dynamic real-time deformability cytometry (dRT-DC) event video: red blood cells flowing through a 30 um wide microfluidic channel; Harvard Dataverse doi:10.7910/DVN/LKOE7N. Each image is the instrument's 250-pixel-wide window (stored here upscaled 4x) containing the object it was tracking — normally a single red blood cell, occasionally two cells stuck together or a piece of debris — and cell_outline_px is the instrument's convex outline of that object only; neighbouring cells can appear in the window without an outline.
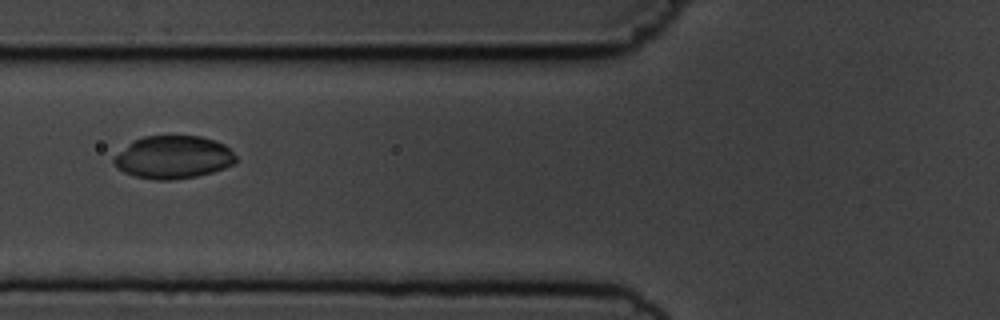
{"species": "common noctule bat (a hibernating species)", "species_latin": "Nyctalus noctula", "temperature_condition": "cold", "stored_images_in_passage": 8, "camera_frame_rate_fps": 3000, "um_per_image_px": 0.085, "animal": {"sex": "male", "body_mass_g": 19.5, "forearm_length_mm": 54.6}, "frame": {"image": 1, "passage_image": 6, "time_ms": 6.333, "image_size_px": [1000, 320], "cell_outline_px": [[236, 160], [232, 164], [224, 168], [212, 172], [196, 176], [172, 180], [156, 180], [136, 176], [124, 172], [116, 168], [112, 160], [132, 140], [144, 136], [200, 136], [216, 140], [224, 144], [236, 156]], "centroid_in_image_um": [14.72, 13.36], "position_along_channel_um": 111.1, "area_um2": 30.35}}
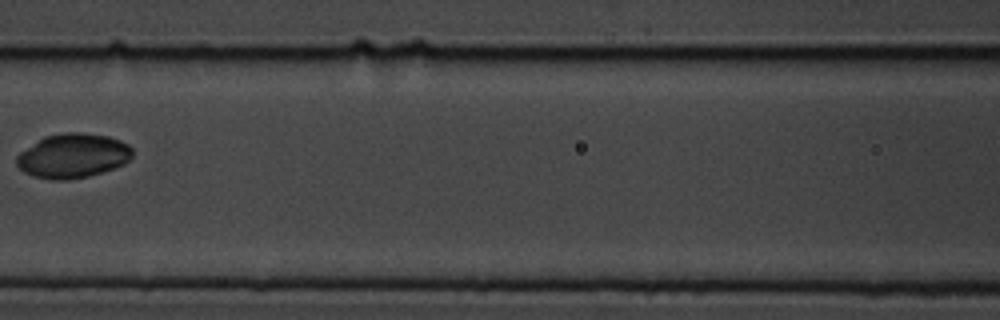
{"frame": {"image": 2, "passage_image": 7, "time_ms": 7.667, "image_size_px": [1000, 320], "cell_outline_px": [[132, 156], [124, 164], [88, 176], [68, 180], [48, 180], [32, 176], [24, 172], [16, 164], [16, 156], [20, 152], [44, 136], [64, 132], [80, 132], [108, 136], [120, 140], [128, 144], [132, 148]], "centroid_in_image_um": [6.17, 13.24], "position_along_channel_um": 160.4, "area_um2": 30.0}}
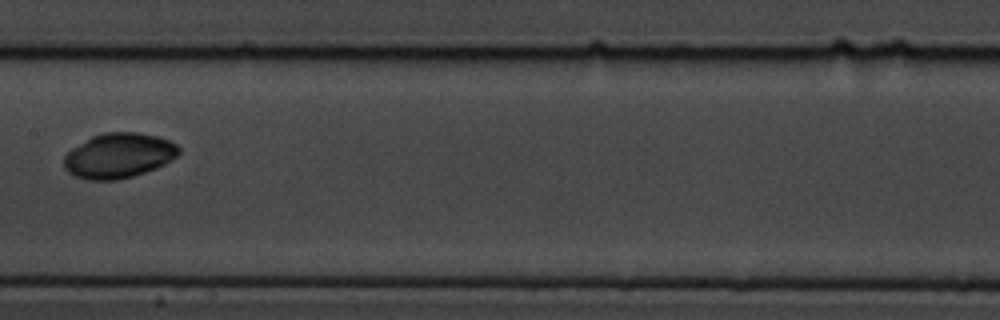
{"frame": {"image": 3, "passage_image": 8, "time_ms": 8.667, "image_size_px": [1000, 320], "cell_outline_px": [[180, 152], [172, 160], [156, 168], [132, 176], [116, 180], [88, 180], [76, 176], [68, 172], [64, 168], [64, 156], [72, 148], [92, 136], [104, 132], [136, 132], [156, 136], [168, 140], [176, 144], [180, 148]], "centroid_in_image_um": [10.09, 13.22], "position_along_channel_um": 197.3, "area_um2": 30.0}}